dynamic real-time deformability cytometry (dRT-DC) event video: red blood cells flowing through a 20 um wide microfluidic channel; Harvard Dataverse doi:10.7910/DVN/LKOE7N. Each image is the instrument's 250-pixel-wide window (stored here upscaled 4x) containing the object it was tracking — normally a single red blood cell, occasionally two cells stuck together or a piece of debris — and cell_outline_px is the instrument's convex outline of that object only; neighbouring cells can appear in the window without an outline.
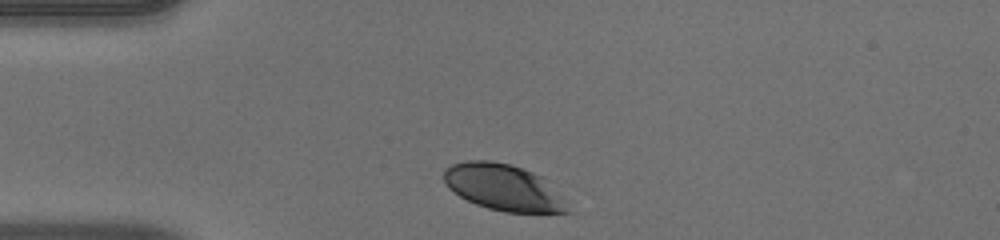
{"species": "human", "species_latin": "Homo sapiens", "temperature_condition": "warm", "stored_images_in_passage": 31, "camera_frame_rate_fps": 3000, "um_per_image_px": 0.085, "donor": {"sex": "male"}, "frame": {"image": 1, "passage_image": 1, "time_ms": 0.0, "image_size_px": [1000, 240], "cell_outline_px": [[576, 212], [504, 212], [488, 208], [476, 204], [460, 196], [448, 188], [444, 180], [444, 168], [452, 164], [468, 160], [488, 160], [512, 164], [532, 172], [540, 176]], "centroid_in_image_um": [42.77, 15.93], "position_along_channel_um": 42.2, "area_um2": 33.18}}
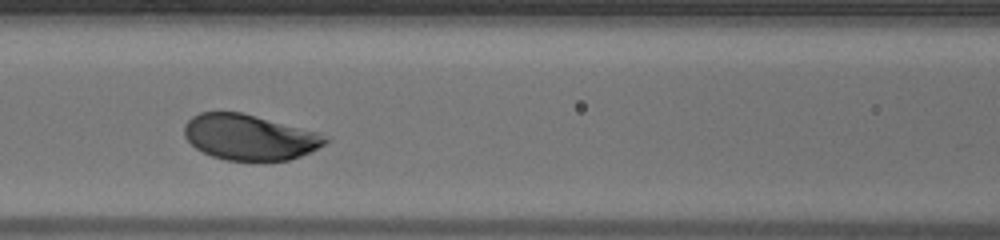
{"frame": {"image": 2, "passage_image": 11, "time_ms": 3.333, "image_size_px": [1000, 240], "cell_outline_px": [[332, 140], [300, 156], [288, 160], [224, 160], [212, 156], [196, 148], [184, 136], [184, 124], [192, 116], [200, 112], [240, 112], [320, 132], [332, 136]], "centroid_in_image_um": [21.24, 11.65], "position_along_channel_um": 145.4, "area_um2": 37.45}}
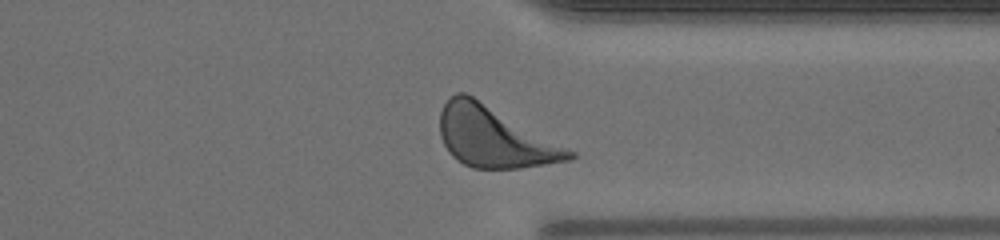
{"frame": {"image": 3, "passage_image": 28, "time_ms": 9.0, "image_size_px": [1000, 240], "cell_outline_px": [[576, 156], [572, 160], [520, 168], [472, 168], [456, 160], [448, 152], [440, 136], [440, 112], [444, 104], [456, 92], [464, 92], [472, 96], [576, 152]], "centroid_in_image_um": [42.01, 11.67], "position_along_channel_um": 369.4, "area_um2": 45.2}, "authors_computed_cell_mechanics": {"area_um2": 38.2058, "velocity_mm_per_s": 3.977, "shape_relaxation_time_tau1_ms": 1.3077, "shape_relaxation_time_tau2_ms": null, "deformation_change_tau1": 0.099, "deformation_change_tau2": null}}